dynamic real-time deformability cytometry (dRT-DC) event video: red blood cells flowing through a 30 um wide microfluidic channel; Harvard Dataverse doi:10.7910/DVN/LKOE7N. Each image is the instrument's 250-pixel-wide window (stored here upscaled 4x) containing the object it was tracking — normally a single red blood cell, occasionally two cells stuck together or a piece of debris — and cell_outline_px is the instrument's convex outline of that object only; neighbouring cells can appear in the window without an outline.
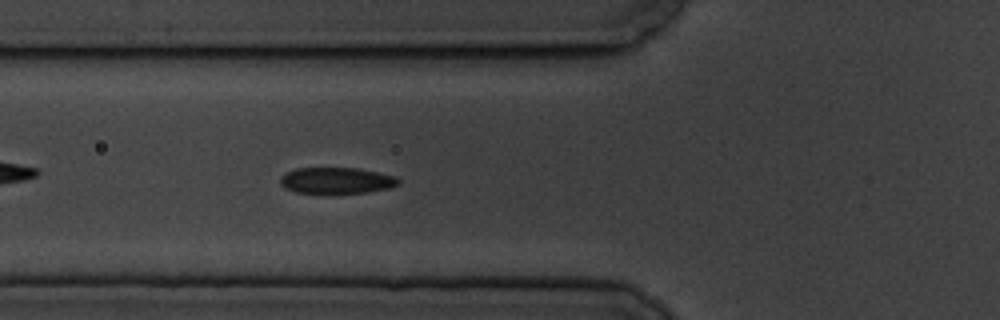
{"species": "common noctule bat (a hibernating species)", "species_latin": "Nyctalus noctula", "temperature_condition": "cold", "stored_images_in_passage": 4, "camera_frame_rate_fps": 3000, "um_per_image_px": 0.085, "animal": {"sex": "male", "body_mass_g": 19.5, "forearm_length_mm": 54.6}, "frame": {"image": 1, "passage_image": 4, "time_ms": 3.333, "image_size_px": [1000, 320], "cell_outline_px": [[400, 184], [388, 188], [368, 192], [296, 192], [284, 188], [280, 184], [280, 176], [296, 168], [360, 168], [396, 176], [400, 180]], "centroid_in_image_um": [28.62, 15.32], "position_along_channel_um": 97.2, "area_um2": 17.86}}